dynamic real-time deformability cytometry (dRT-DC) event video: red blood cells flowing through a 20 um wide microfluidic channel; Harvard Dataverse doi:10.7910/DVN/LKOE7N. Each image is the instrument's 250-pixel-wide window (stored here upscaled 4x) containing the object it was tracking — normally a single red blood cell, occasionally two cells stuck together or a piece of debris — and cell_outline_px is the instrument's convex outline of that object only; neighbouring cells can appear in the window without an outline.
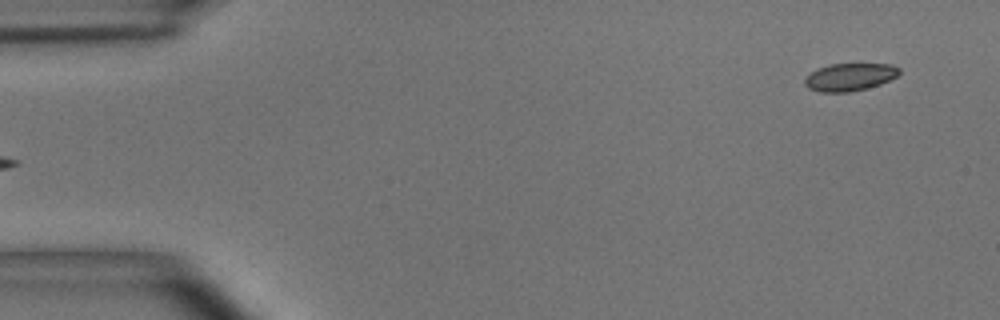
{"species": "common noctule bat (a hibernating species)", "species_latin": "Nyctalus noctula", "temperature_condition": "room temperature", "stored_images_in_passage": 5, "segment_of_instrument_passage": [2, 2], "camera_frame_rate_fps": 3000, "um_per_image_px": 0.085, "animal": {"sex": "male", "body_mass_g": 15.6}, "frame": {"image": 1, "passage_image": 5, "time_ms": 1.333, "image_size_px": [1000, 320], "cell_outline_px": [[900, 72], [896, 76], [880, 84], [868, 88], [848, 92], [820, 92], [808, 88], [804, 84], [804, 76], [816, 68], [828, 64], [892, 64], [900, 68]], "centroid_in_image_um": [72.17, 6.54], "position_along_channel_um": 12.8, "area_um2": 15.37}}